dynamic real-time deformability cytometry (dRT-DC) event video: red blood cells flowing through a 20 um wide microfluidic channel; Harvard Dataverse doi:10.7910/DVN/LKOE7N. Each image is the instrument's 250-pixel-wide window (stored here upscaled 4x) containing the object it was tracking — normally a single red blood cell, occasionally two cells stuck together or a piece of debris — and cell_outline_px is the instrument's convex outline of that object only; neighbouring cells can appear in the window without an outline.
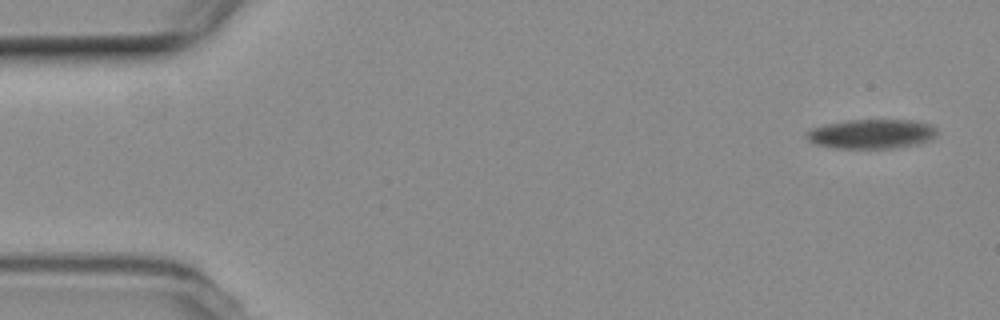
{"species": "common noctule bat (a hibernating species)", "species_latin": "Nyctalus noctula", "temperature_condition": "room temperature", "stored_images_in_passage": 5, "camera_frame_rate_fps": 3000, "um_per_image_px": 0.085, "animal": {"sex": "female", "body_mass_g": 19.3, "forearm_length_mm": 54.1}, "frame": {"image": 1, "passage_image": 1, "time_ms": 0.0, "image_size_px": [1000, 320], "cell_outline_px": [[936, 132], [928, 140], [920, 144], [892, 148], [832, 148], [816, 144], [808, 140], [808, 128], [824, 124], [848, 120], [912, 120], [928, 124], [936, 128]], "centroid_in_image_um": [74.03, 11.38], "position_along_channel_um": 11.0, "area_um2": 22.25}}
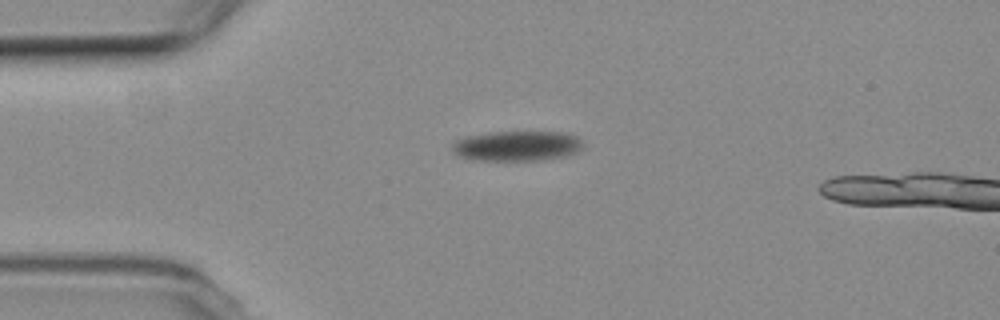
{"frame": {"image": 2, "passage_image": 4, "time_ms": 4.333, "image_size_px": [1000, 320], "cell_outline_px": [[584, 148], [576, 152], [564, 156], [540, 160], [468, 160], [456, 156], [452, 152], [452, 144], [456, 140], [464, 136], [488, 132], [564, 132], [576, 136], [584, 144]], "centroid_in_image_um": [43.89, 12.4], "position_along_channel_um": 41.1, "area_um2": 23.29}}